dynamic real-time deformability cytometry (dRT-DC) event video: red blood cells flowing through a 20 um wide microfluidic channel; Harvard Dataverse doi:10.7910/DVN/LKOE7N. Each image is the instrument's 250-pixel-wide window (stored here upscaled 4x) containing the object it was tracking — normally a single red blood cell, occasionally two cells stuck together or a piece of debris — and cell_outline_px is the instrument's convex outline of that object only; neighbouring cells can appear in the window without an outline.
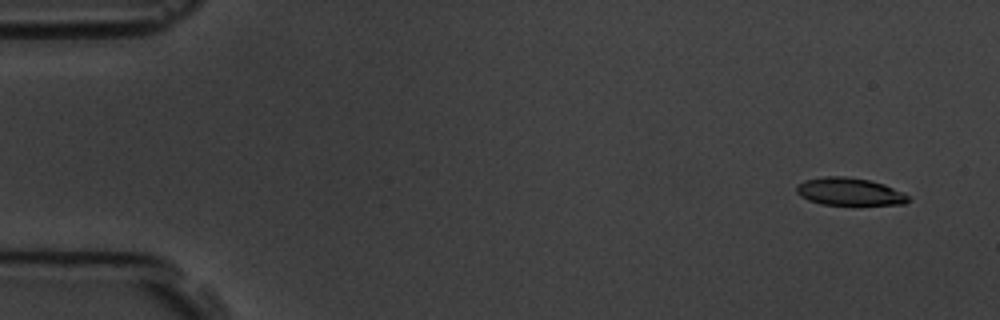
{"species": "common noctule bat (a hibernating species)", "species_latin": "Nyctalus noctula", "temperature_condition": "room temperature", "stored_images_in_passage": 6, "camera_frame_rate_fps": 3000, "um_per_image_px": 0.085, "animal": {"sex": "male", "body_mass_g": 19.5, "forearm_length_mm": 54.6}, "frame": {"image": 1, "passage_image": 1, "time_ms": 0.0, "image_size_px": [1000, 320], "cell_outline_px": [[908, 200], [904, 204], [820, 204], [808, 200], [800, 196], [796, 192], [796, 184], [804, 180], [824, 176], [844, 176], [868, 180], [884, 184], [904, 192], [908, 196]], "centroid_in_image_um": [72.15, 16.27], "position_along_channel_um": 12.8, "area_um2": 17.86}}
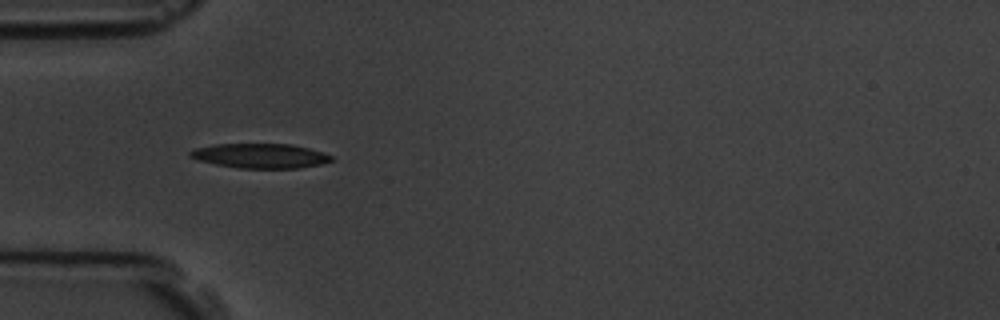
{"frame": {"image": 2, "passage_image": 5, "time_ms": 4.667, "image_size_px": [1000, 320], "cell_outline_px": [[332, 160], [320, 164], [300, 168], [240, 168], [216, 164], [196, 160], [188, 156], [188, 152], [196, 148], [216, 144], [292, 144], [324, 152], [332, 156]], "centroid_in_image_um": [22.1, 13.24], "position_along_channel_um": 62.9, "area_um2": 20.23}}
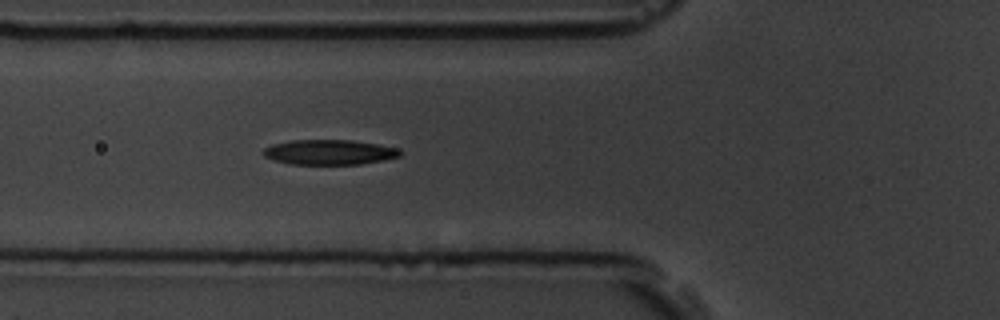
{"frame": {"image": 3, "passage_image": 6, "time_ms": 5.667, "image_size_px": [1000, 320], "cell_outline_px": [[404, 152], [400, 156], [384, 160], [360, 164], [288, 164], [272, 160], [264, 156], [260, 152], [264, 148], [272, 144], [292, 140], [352, 140], [376, 144], [396, 148]], "centroid_in_image_um": [27.95, 12.94], "position_along_channel_um": 97.9, "area_um2": 20.06}}